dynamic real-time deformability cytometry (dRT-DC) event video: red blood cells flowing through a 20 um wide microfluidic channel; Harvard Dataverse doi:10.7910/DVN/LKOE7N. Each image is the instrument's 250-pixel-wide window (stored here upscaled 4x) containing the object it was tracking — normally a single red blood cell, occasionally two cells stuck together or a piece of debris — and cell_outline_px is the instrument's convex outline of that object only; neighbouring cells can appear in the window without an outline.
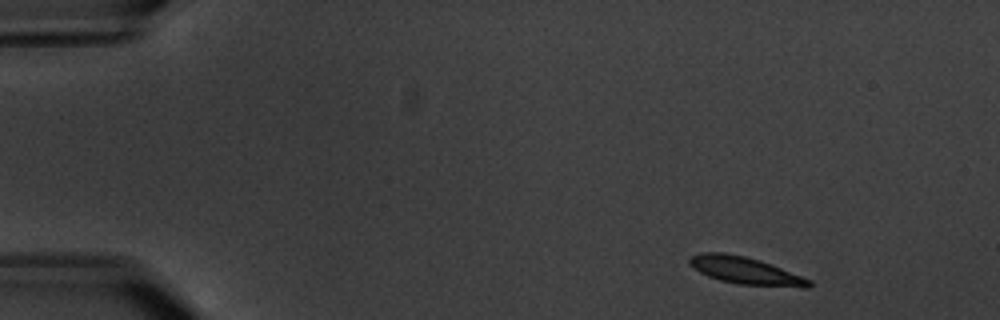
{"species": "common noctule bat (a hibernating species)", "species_latin": "Nyctalus noctula", "temperature_condition": "warm", "stored_images_in_passage": 4, "camera_frame_rate_fps": 3000, "um_per_image_px": 0.085, "animal": {"sex": "male", "body_mass_g": 20.1, "forearm_length_mm": 53.5}, "frame": {"image": 1, "passage_image": 1, "time_ms": 0.0, "image_size_px": [1000, 320], "cell_outline_px": [[812, 284], [808, 288], [804, 288], [736, 284], [720, 280], [708, 276], [692, 268], [688, 264], [688, 256], [700, 252], [724, 252], [744, 256], [760, 260], [812, 280]], "centroid_in_image_um": [63.32, 23.0], "position_along_channel_um": 21.7, "area_um2": 19.25}}